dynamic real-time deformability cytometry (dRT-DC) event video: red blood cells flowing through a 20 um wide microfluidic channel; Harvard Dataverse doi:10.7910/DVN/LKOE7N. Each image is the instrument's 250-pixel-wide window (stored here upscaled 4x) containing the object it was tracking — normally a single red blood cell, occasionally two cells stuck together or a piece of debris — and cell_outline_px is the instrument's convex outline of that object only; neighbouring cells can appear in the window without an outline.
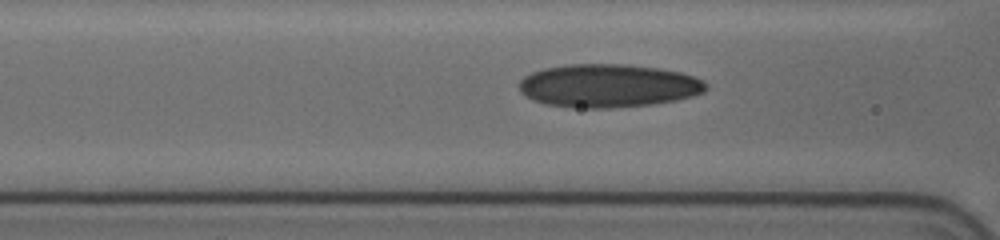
{"species": "human", "species_latin": "Homo sapiens", "temperature_condition": "cold", "stored_images_in_passage": 42, "camera_frame_rate_fps": 3000, "um_per_image_px": 0.085, "donor": {"sex": "female"}, "frame": {"image": 1, "passage_image": 17, "time_ms": 5.333, "image_size_px": [1000, 240], "cell_outline_px": [[708, 88], [704, 92], [692, 96], [676, 100], [652, 104], [612, 108], [572, 108], [544, 104], [532, 100], [520, 92], [520, 80], [524, 76], [532, 72], [544, 68], [568, 64], [628, 64], [660, 68], [680, 72], [696, 76], [704, 80], [708, 84]], "centroid_in_image_um": [51.72, 7.29], "position_along_channel_um": 114.9, "area_um2": 47.63}}
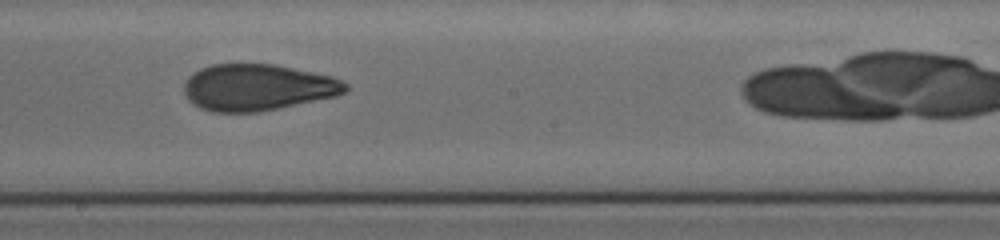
{"frame": {"image": 2, "passage_image": 26, "time_ms": 8.333, "image_size_px": [1000, 240], "cell_outline_px": [[348, 88], [344, 92], [336, 96], [256, 112], [212, 112], [200, 108], [192, 104], [188, 100], [184, 92], [184, 80], [192, 72], [200, 68], [212, 64], [276, 64], [332, 76], [344, 80], [348, 84]], "centroid_in_image_um": [21.86, 7.41], "position_along_channel_um": 226.3, "area_um2": 43.93}}
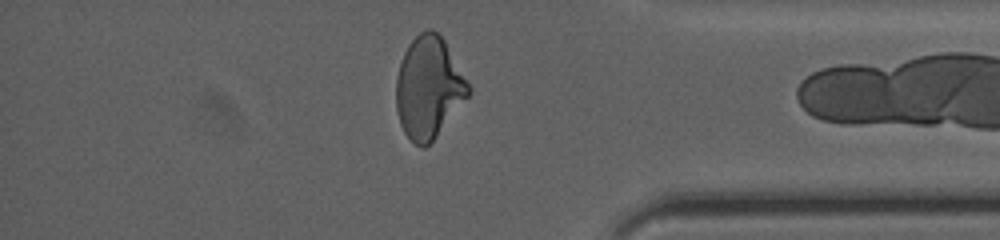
{"frame": {"image": 3, "passage_image": 41, "time_ms": 13.333, "image_size_px": [1000, 240], "cell_outline_px": [[472, 92], [436, 136], [424, 148], [416, 144], [404, 132], [400, 124], [396, 108], [396, 76], [400, 60], [408, 44], [420, 32], [428, 28], [432, 28], [444, 40], [472, 88]], "centroid_in_image_um": [36.43, 7.42], "position_along_channel_um": 398.8, "area_um2": 42.71}}